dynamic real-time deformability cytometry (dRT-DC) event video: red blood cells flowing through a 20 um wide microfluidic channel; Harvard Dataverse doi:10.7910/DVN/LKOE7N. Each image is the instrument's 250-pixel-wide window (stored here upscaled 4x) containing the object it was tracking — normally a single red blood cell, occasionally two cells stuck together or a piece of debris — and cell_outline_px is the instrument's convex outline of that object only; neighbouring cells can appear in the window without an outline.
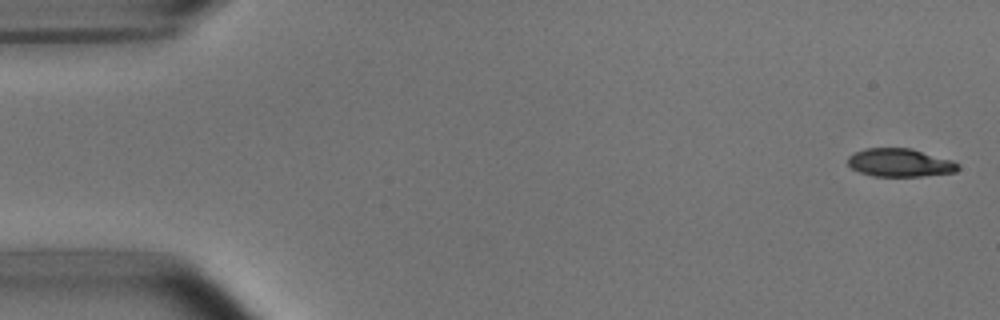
{"species": "common noctule bat (a hibernating species)", "species_latin": "Nyctalus noctula", "temperature_condition": "room temperature", "stored_images_in_passage": 5, "camera_frame_rate_fps": 3000, "um_per_image_px": 0.085, "animal": {"sex": "male", "body_mass_g": 15.6}, "frame": {"image": 1, "passage_image": 1, "time_ms": 0.0, "image_size_px": [1000, 320], "cell_outline_px": [[960, 168], [956, 172], [920, 176], [872, 176], [860, 172], [852, 168], [848, 164], [848, 156], [856, 152], [868, 148], [912, 148], [952, 160], [960, 164]], "centroid_in_image_um": [76.52, 13.83], "position_along_channel_um": 8.5, "area_um2": 18.09}}